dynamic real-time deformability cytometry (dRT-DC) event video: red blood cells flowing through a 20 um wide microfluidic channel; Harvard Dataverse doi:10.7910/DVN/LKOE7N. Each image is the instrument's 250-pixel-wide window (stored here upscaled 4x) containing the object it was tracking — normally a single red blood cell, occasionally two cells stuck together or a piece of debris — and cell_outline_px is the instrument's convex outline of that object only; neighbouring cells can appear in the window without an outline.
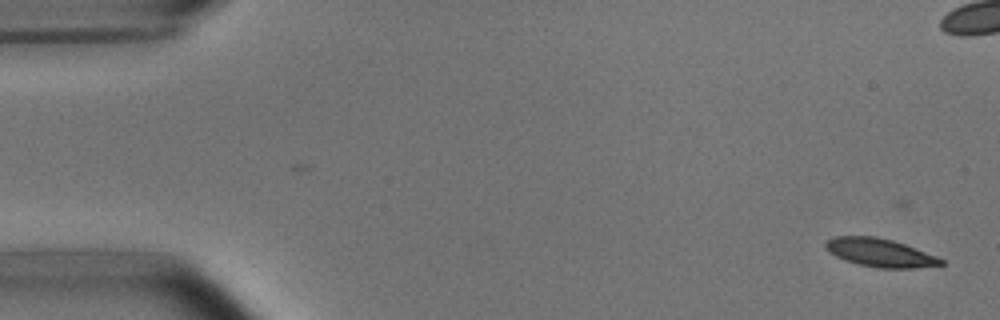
{"species": "common noctule bat (a hibernating species)", "species_latin": "Nyctalus noctula", "temperature_condition": "room temperature", "stored_images_in_passage": 48, "camera_frame_rate_fps": 3000, "um_per_image_px": 0.085, "animal": {"sex": "male", "body_mass_g": 15.6}, "frame": {"image": 1, "passage_image": 1, "time_ms": 0.0, "image_size_px": [1000, 320], "cell_outline_px": [[944, 264], [912, 268], [876, 268], [856, 264], [844, 260], [828, 252], [824, 244], [832, 236], [876, 236], [892, 240], [904, 244], [936, 256], [944, 260]], "centroid_in_image_um": [74.75, 21.48], "position_along_channel_um": 10.3, "area_um2": 19.02}}
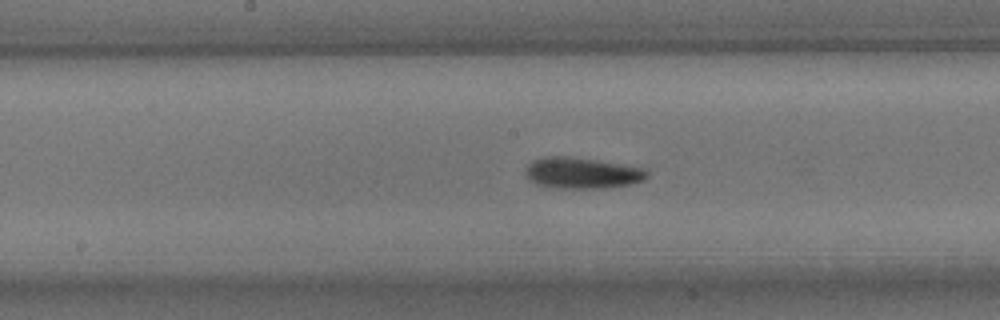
{"frame": {"image": 2, "passage_image": 26, "time_ms": 8.333, "image_size_px": [1000, 320], "cell_outline_px": [[648, 176], [644, 180], [632, 184], [604, 188], [556, 188], [536, 184], [528, 180], [524, 172], [524, 168], [532, 160], [544, 156], [564, 156], [596, 160], [648, 168]], "centroid_in_image_um": [49.46, 14.7], "position_along_channel_um": 198.7, "area_um2": 22.37}}
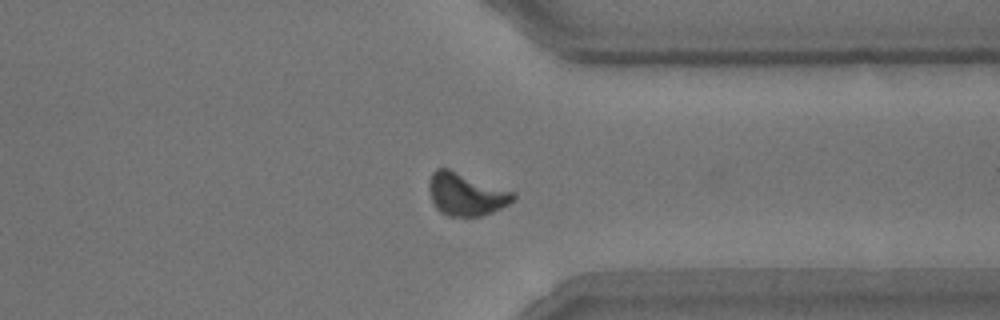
{"frame": {"image": 3, "passage_image": 40, "time_ms": 13.0, "image_size_px": [1000, 320], "cell_outline_px": [[516, 200], [492, 212], [480, 216], [448, 216], [440, 212], [436, 208], [432, 200], [428, 188], [428, 184], [432, 172], [436, 168], [448, 168], [516, 192]], "centroid_in_image_um": [39.62, 16.5], "position_along_channel_um": 371.8, "area_um2": 21.1}, "authors_computed_cell_mechanics": {"area_um2": 20.2011, "velocity_mm_per_s": 3.7654, "shape_relaxation_time_tau1_ms": 3.0783, "shape_relaxation_time_tau2_ms": 5.752, "deformation_change_tau1": 0.132, "deformation_change_tau2": 0.1265}}